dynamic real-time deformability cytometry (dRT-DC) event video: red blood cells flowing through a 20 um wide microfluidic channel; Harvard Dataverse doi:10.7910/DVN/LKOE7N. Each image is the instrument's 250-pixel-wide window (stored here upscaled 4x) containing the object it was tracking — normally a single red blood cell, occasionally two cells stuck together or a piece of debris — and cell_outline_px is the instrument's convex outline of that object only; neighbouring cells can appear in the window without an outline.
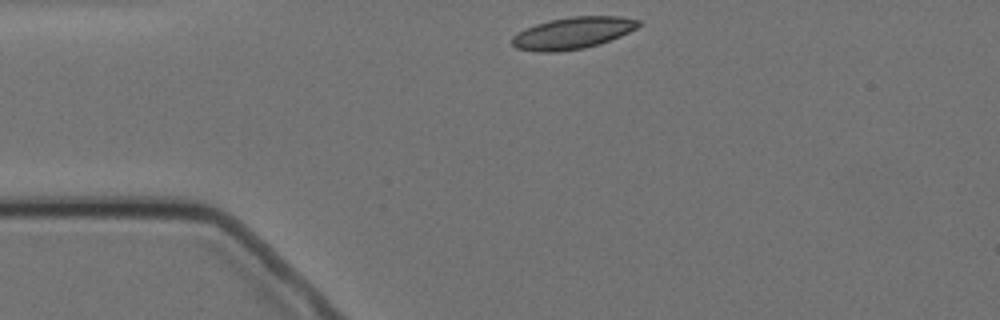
{"species": "Egyptian fruit bat (a non-hibernating species)", "species_latin": "Rousettus aegyptiacus", "temperature_condition": "cold", "stored_images_in_passage": 2, "camera_frame_rate_fps": 3000, "um_per_image_px": 0.085, "animal": {"sex": "female"}, "frame": {"image": 1, "passage_image": 1, "time_ms": 0.0, "image_size_px": [1000, 320], "cell_outline_px": [[640, 24], [636, 28], [620, 36], [584, 48], [556, 52], [540, 52], [516, 48], [512, 44], [512, 36], [524, 28], [548, 20], [572, 16], [620, 16], [640, 20]], "centroid_in_image_um": [48.65, 2.79], "position_along_channel_um": 36.4, "area_um2": 23.29}}